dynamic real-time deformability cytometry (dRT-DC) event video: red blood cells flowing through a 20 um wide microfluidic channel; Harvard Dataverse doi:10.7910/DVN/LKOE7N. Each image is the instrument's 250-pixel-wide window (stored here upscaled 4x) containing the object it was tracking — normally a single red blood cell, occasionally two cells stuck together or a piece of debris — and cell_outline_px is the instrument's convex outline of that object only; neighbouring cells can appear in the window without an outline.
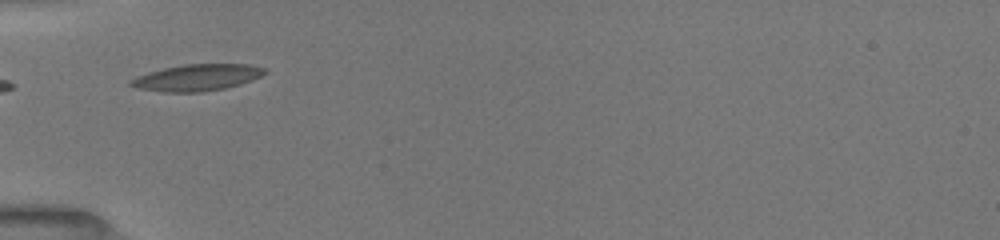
{"species": "common noctule bat (a hibernating species)", "species_latin": "Nyctalus noctula", "temperature_condition": "room temperature", "stored_images_in_passage": 9, "camera_frame_rate_fps": 3000, "um_per_image_px": 0.085, "animal": {"sex": "female", "body_mass_g": 19.5, "forearm_length_mm": 54.1}, "frame": {"image": 1, "passage_image": 1, "time_ms": 0.0, "image_size_px": [1000, 240], "cell_outline_px": [[268, 72], [252, 80], [240, 84], [224, 88], [204, 92], [164, 92], [136, 88], [128, 84], [128, 80], [136, 76], [148, 72], [164, 68], [184, 64], [248, 64], [264, 68]], "centroid_in_image_um": [16.71, 6.59], "position_along_channel_um": 68.3, "area_um2": 20.81}}
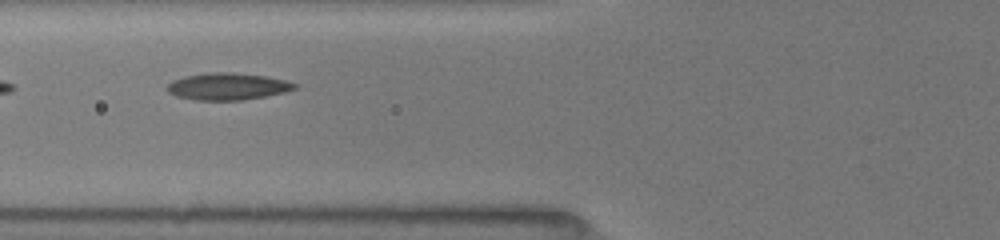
{"frame": {"image": 2, "passage_image": 5, "time_ms": 1.0, "image_size_px": [1000, 240], "cell_outline_px": [[296, 88], [284, 92], [264, 96], [240, 100], [196, 100], [176, 96], [168, 92], [164, 88], [172, 80], [184, 76], [208, 72], [232, 72], [268, 76], [288, 80], [296, 84]], "centroid_in_image_um": [19.31, 7.33], "position_along_channel_um": 106.5, "area_um2": 20.17}}